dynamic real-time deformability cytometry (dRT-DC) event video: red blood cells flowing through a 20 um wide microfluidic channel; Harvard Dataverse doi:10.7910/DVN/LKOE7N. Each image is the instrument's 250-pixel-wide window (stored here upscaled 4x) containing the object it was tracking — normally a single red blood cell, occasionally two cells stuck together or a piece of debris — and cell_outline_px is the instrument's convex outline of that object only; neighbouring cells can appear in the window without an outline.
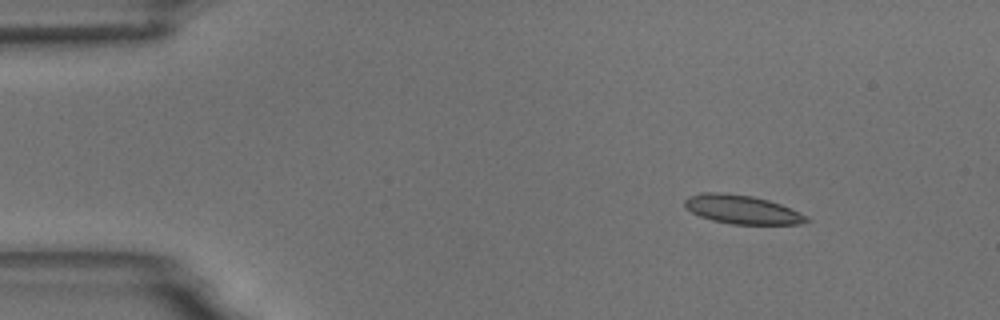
{"species": "common noctule bat (a hibernating species)", "species_latin": "Nyctalus noctula", "temperature_condition": "room temperature", "stored_images_in_passage": 6, "camera_frame_rate_fps": 3000, "um_per_image_px": 0.085, "animal": {"sex": "male", "body_mass_g": 18.8}, "frame": {"image": 1, "passage_image": 2, "time_ms": 1.333, "image_size_px": [1000, 320], "cell_outline_px": [[812, 220], [800, 224], [732, 224], [712, 220], [700, 216], [684, 208], [684, 200], [688, 196], [700, 192], [720, 192], [752, 196], [768, 200], [780, 204], [808, 216]], "centroid_in_image_um": [63.04, 17.8], "position_along_channel_um": 22.0, "area_um2": 20.46}}